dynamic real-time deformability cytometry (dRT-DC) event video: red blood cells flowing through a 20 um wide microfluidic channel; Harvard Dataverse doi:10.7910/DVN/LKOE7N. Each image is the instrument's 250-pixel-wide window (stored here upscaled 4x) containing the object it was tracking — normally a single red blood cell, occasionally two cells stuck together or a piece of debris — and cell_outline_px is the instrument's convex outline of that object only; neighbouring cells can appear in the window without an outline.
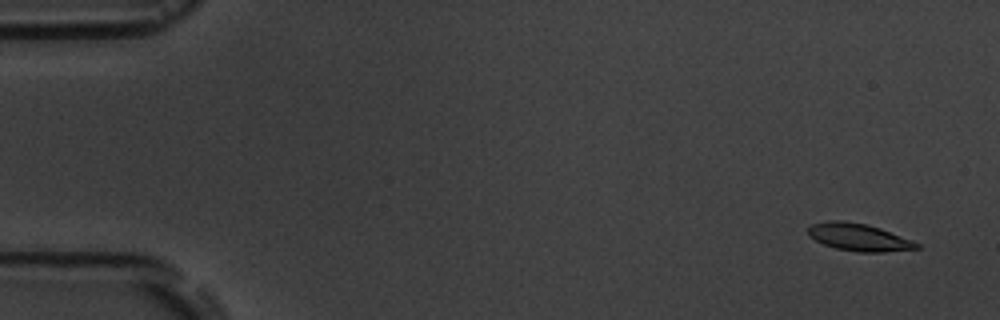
{"species": "common noctule bat (a hibernating species)", "species_latin": "Nyctalus noctula", "temperature_condition": "room temperature", "stored_images_in_passage": 4, "camera_frame_rate_fps": 3000, "um_per_image_px": 0.085, "animal": {"sex": "male", "body_mass_g": 19.5, "forearm_length_mm": 54.6}, "frame": {"image": 1, "passage_image": 1, "time_ms": 0.0, "image_size_px": [1000, 320], "cell_outline_px": [[920, 248], [884, 252], [856, 252], [836, 248], [824, 244], [816, 240], [808, 232], [808, 228], [812, 224], [828, 220], [844, 220], [864, 224], [880, 228], [912, 240], [920, 244]], "centroid_in_image_um": [73.01, 20.16], "position_along_channel_um": 12.0, "area_um2": 17.17}}